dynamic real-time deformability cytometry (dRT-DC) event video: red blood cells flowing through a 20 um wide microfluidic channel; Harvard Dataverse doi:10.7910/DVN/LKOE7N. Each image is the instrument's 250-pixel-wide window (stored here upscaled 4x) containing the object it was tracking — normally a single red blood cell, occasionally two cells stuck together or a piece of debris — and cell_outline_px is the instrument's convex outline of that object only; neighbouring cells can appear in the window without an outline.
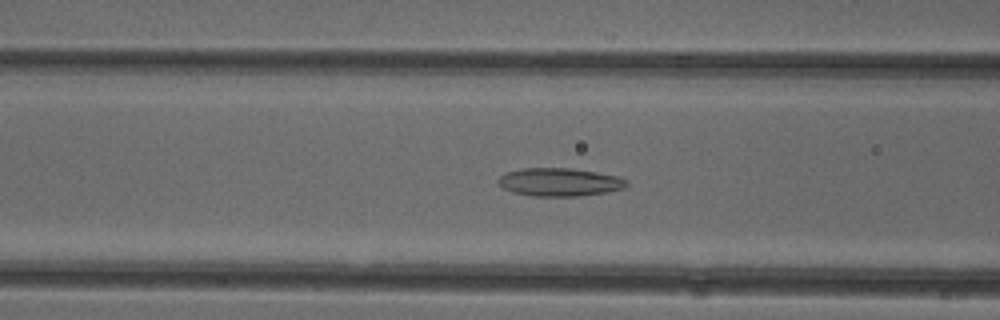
{"species": "common noctule bat (a hibernating species)", "species_latin": "Nyctalus noctula", "temperature_condition": "cold", "stored_images_in_passage": 52, "camera_frame_rate_fps": 3000, "um_per_image_px": 0.085, "animal": {"sex": "female"}, "frame": {"image": 1, "passage_image": 21, "time_ms": 6.667, "image_size_px": [1000, 320], "cell_outline_px": [[628, 184], [624, 188], [608, 192], [580, 196], [532, 196], [512, 192], [504, 188], [496, 180], [500, 176], [508, 172], [524, 168], [568, 168], [596, 172], [616, 176], [628, 180]], "centroid_in_image_um": [47.58, 15.48], "position_along_channel_um": 119.0, "area_um2": 20.98}}
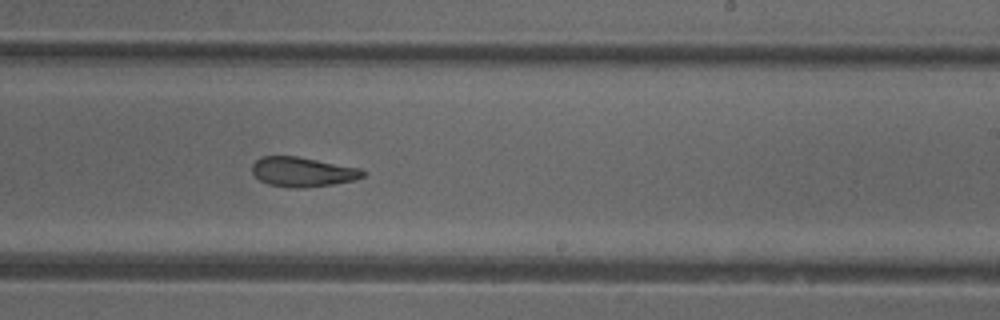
{"frame": {"image": 2, "passage_image": 32, "time_ms": 10.333, "image_size_px": [1000, 320], "cell_outline_px": [[368, 172], [364, 176], [356, 180], [332, 184], [304, 188], [288, 188], [268, 184], [260, 180], [252, 172], [252, 164], [260, 156], [296, 156], [360, 168]], "centroid_in_image_um": [25.73, 14.61], "position_along_channel_um": 263.3, "area_um2": 19.25}}
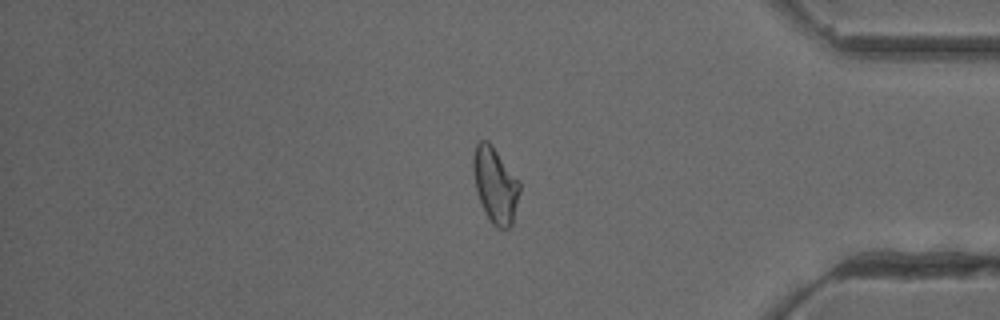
{"frame": {"image": 3, "passage_image": 44, "time_ms": 14.333, "image_size_px": [1000, 320], "cell_outline_px": [[520, 192], [512, 224], [508, 228], [496, 228], [492, 224], [476, 192], [472, 172], [472, 156], [476, 144], [480, 140], [488, 140], [492, 144], [520, 180]], "centroid_in_image_um": [42.09, 15.68], "position_along_channel_um": 393.1, "area_um2": 20.75}, "authors_computed_cell_mechanics": {"area_um2": 20.8947, "velocity_mm_per_s": 3.9351, "shape_relaxation_time_tau1_ms": null, "shape_relaxation_time_tau2_ms": 2.7511, "deformation_change_tau1": null, "deformation_change_tau2": 0.1165}}